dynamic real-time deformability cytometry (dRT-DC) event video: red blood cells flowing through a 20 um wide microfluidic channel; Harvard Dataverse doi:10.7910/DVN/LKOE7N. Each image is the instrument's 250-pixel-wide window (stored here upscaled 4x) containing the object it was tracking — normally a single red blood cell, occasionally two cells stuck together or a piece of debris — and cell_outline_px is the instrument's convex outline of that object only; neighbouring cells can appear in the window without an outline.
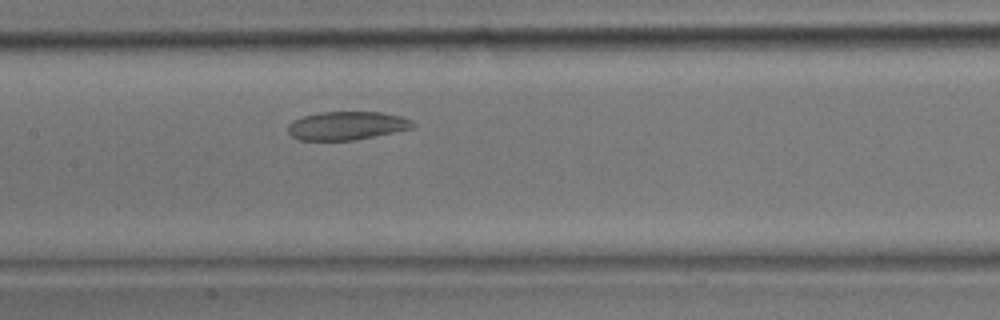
{"species": "common noctule bat (a hibernating species)", "species_latin": "Nyctalus noctula", "temperature_condition": "room temperature", "stored_images_in_passage": 14, "camera_frame_rate_fps": 3000, "um_per_image_px": 0.085, "animal": {"sex": "male", "body_mass_g": 17.9}, "frame": {"image": 1, "passage_image": 10, "time_ms": 3.0, "image_size_px": [1000, 320], "cell_outline_px": [[416, 128], [356, 140], [300, 140], [292, 136], [288, 132], [288, 124], [292, 120], [304, 116], [320, 112], [380, 112], [400, 116], [412, 120], [416, 124]], "centroid_in_image_um": [29.52, 10.68], "position_along_channel_um": 177.9, "area_um2": 20.87}}
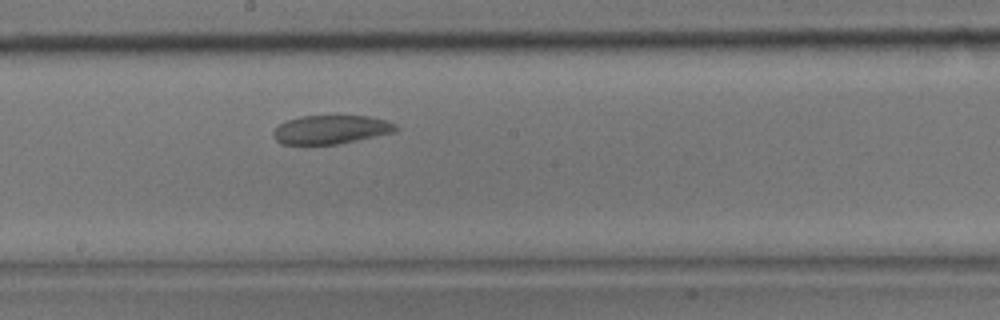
{"frame": {"image": 2, "passage_image": 12, "time_ms": 3.667, "image_size_px": [1000, 320], "cell_outline_px": [[400, 128], [396, 132], [336, 144], [280, 144], [272, 136], [272, 132], [280, 124], [288, 120], [300, 116], [368, 116], [384, 120], [396, 124]], "centroid_in_image_um": [28.13, 11.01], "position_along_channel_um": 220.1, "area_um2": 20.4}}